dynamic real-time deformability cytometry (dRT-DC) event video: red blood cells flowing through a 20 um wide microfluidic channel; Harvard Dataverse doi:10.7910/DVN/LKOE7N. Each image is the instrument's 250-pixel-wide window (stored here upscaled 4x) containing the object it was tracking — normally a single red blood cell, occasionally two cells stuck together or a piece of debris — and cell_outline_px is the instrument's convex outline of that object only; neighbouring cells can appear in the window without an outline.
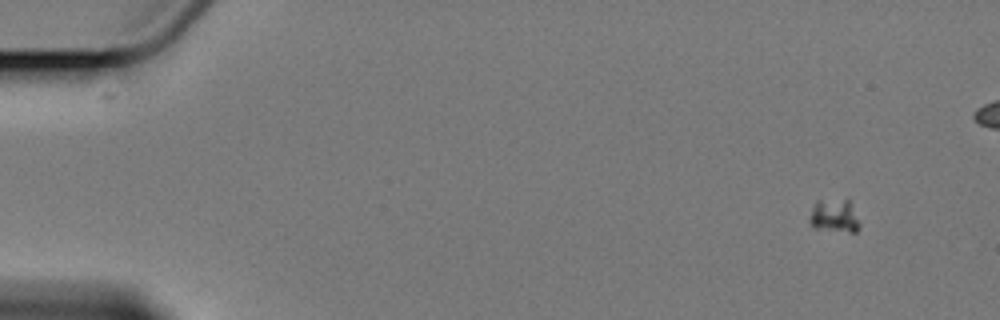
{"species": "Egyptian fruit bat (a non-hibernating species)", "species_latin": "Rousettus aegyptiacus", "temperature_condition": "cold", "stored_images_in_passage": 8, "segment_of_instrument_passage": [1, 2], "camera_frame_rate_fps": 3000, "um_per_image_px": 0.085, "animal": {"sex": "female"}, "frame": {"image": 1, "passage_image": 1, "time_ms": 0.0, "image_size_px": [1000, 320], "cell_outline_px": [[860, 228], [856, 232], [848, 232], [812, 228], [808, 220], [812, 208], [816, 200], [848, 196], [860, 224]], "centroid_in_image_um": [70.92, 18.3], "position_along_channel_um": 14.1, "area_um2": 10.29}}